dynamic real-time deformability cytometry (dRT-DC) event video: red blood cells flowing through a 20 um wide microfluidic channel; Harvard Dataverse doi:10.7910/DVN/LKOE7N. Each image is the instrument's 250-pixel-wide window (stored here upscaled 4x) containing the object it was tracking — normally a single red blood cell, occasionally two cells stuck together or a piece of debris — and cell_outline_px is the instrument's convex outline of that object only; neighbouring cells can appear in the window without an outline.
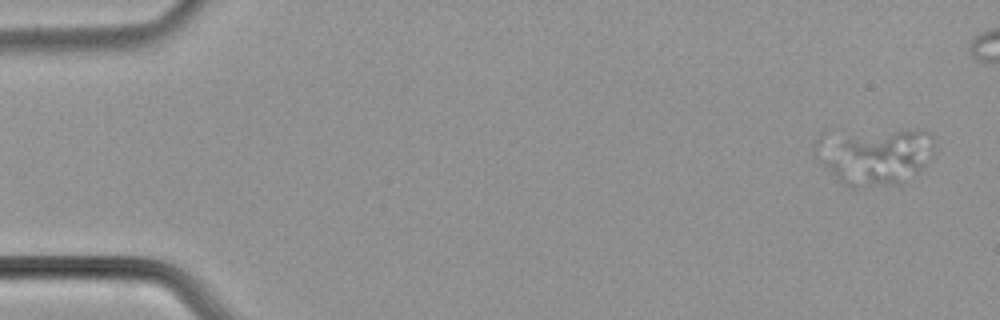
{"species": "common noctule bat (a hibernating species)", "species_latin": "Nyctalus noctula", "temperature_condition": "cold", "stored_images_in_passage": 13, "camera_frame_rate_fps": 3000, "um_per_image_px": 0.085, "animal": {"sex": "male", "body_mass_g": 21.5, "forearm_length_mm": 52.0}, "frame": {"image": 1, "passage_image": 1, "time_ms": 0.0, "image_size_px": [1000, 320], "cell_outline_px": [[924, 164], [920, 168], [900, 184], [852, 188], [844, 184], [824, 164], [840, 140], [848, 136], [896, 132], [924, 132]], "centroid_in_image_um": [74.57, 13.49], "position_along_channel_um": 10.4, "area_um2": 31.91}}